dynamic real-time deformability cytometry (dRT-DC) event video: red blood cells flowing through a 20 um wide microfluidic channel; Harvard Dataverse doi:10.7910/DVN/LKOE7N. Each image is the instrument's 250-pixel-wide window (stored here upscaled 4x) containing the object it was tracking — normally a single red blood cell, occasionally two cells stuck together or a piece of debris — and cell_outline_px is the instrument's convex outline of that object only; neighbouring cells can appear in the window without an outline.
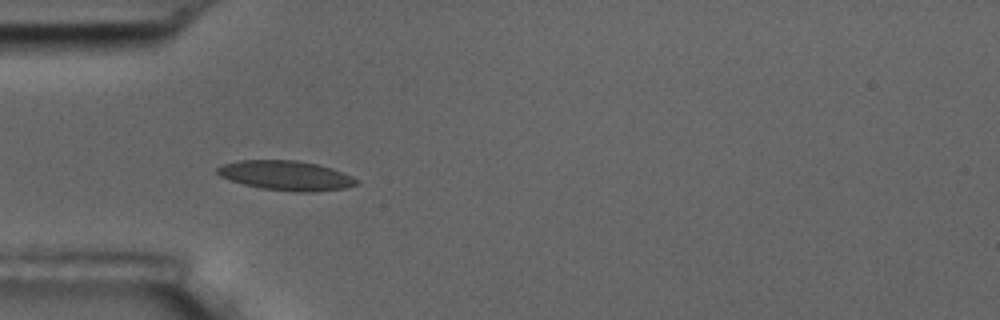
{"species": "common noctule bat (a hibernating species)", "species_latin": "Nyctalus noctula", "temperature_condition": "room temperature", "stored_images_in_passage": 5, "camera_frame_rate_fps": 3000, "um_per_image_px": 0.085, "animal": {"sex": "male", "body_mass_g": 17.5, "forearm_length_mm": 52.3}, "frame": {"image": 1, "passage_image": 4, "time_ms": 4.333, "image_size_px": [1000, 320], "cell_outline_px": [[360, 184], [348, 188], [312, 192], [296, 192], [260, 188], [244, 184], [220, 176], [216, 172], [216, 168], [220, 164], [240, 160], [296, 160], [316, 164], [332, 168], [344, 172], [360, 180]], "centroid_in_image_um": [24.36, 14.92], "position_along_channel_um": 60.6, "area_um2": 24.28}}